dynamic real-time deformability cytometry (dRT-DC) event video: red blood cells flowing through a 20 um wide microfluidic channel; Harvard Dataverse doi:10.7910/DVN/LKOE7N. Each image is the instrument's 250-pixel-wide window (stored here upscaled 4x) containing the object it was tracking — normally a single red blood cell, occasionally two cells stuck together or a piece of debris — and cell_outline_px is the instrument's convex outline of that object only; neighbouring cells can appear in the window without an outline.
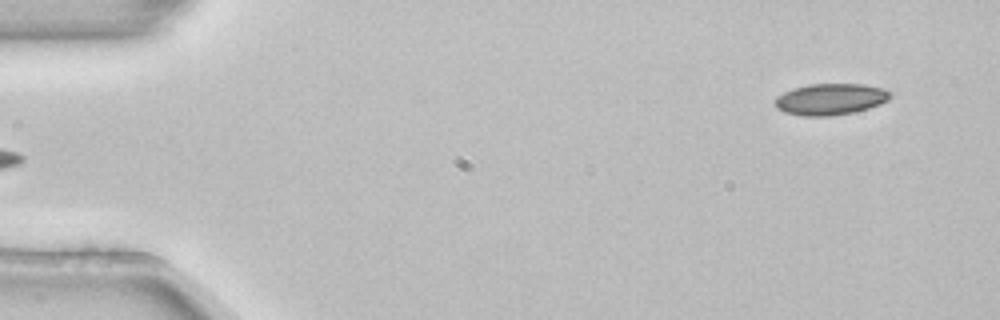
{"species": "common noctule bat (a hibernating species)", "species_latin": "Nyctalus noctula", "temperature_condition": "room temperature", "stored_images_in_passage": 3, "segment_of_instrument_passage": [2, 2], "camera_frame_rate_fps": 3000, "um_per_image_px": 0.085, "animal": {"sex": "female", "body_mass_g": 22.7, "forearm_length_mm": 54.2}, "frame": {"image": 1, "passage_image": 3, "time_ms": 0.667, "image_size_px": [1000, 320], "cell_outline_px": [[892, 96], [888, 100], [880, 104], [868, 108], [852, 112], [828, 116], [804, 116], [784, 112], [776, 108], [776, 96], [792, 88], [808, 84], [864, 84], [884, 88], [892, 92]], "centroid_in_image_um": [70.6, 8.42], "position_along_channel_um": 14.4, "area_um2": 21.15}}